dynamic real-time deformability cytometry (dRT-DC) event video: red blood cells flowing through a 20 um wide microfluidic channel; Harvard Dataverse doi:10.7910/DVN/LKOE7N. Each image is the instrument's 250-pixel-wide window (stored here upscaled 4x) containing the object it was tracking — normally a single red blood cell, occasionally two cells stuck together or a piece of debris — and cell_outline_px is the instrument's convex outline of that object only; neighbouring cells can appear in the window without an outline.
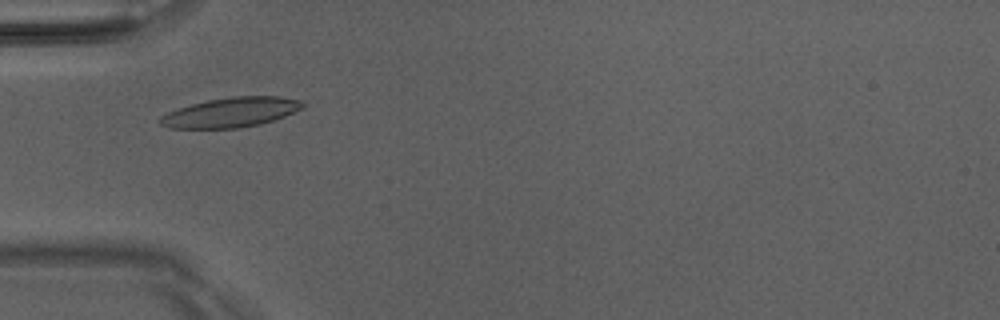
{"species": "Egyptian fruit bat (a non-hibernating species)", "species_latin": "Rousettus aegyptiacus", "temperature_condition": "room temperature", "stored_images_in_passage": 47, "camera_frame_rate_fps": 3000, "um_per_image_px": 0.085, "animal": {"sex": "male"}, "frame": {"image": 1, "passage_image": 13, "time_ms": 4.0, "image_size_px": [1000, 320], "cell_outline_px": [[304, 108], [284, 116], [260, 124], [236, 128], [168, 128], [160, 124], [160, 116], [168, 112], [192, 104], [208, 100], [232, 96], [280, 96], [300, 100], [304, 104]], "centroid_in_image_um": [19.64, 9.54], "position_along_channel_um": 65.4, "area_um2": 24.51}}
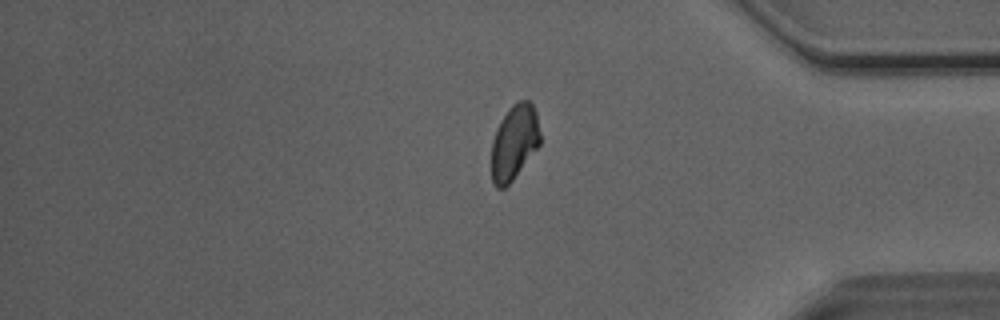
{"frame": {"image": 2, "passage_image": 39, "time_ms": 12.667, "image_size_px": [1000, 320], "cell_outline_px": [[540, 144], [512, 180], [504, 188], [496, 188], [492, 184], [492, 140], [496, 128], [500, 120], [508, 108], [516, 100], [528, 100], [532, 104], [536, 112], [540, 132]], "centroid_in_image_um": [43.7, 12.06], "position_along_channel_um": 391.5, "area_um2": 21.33}}
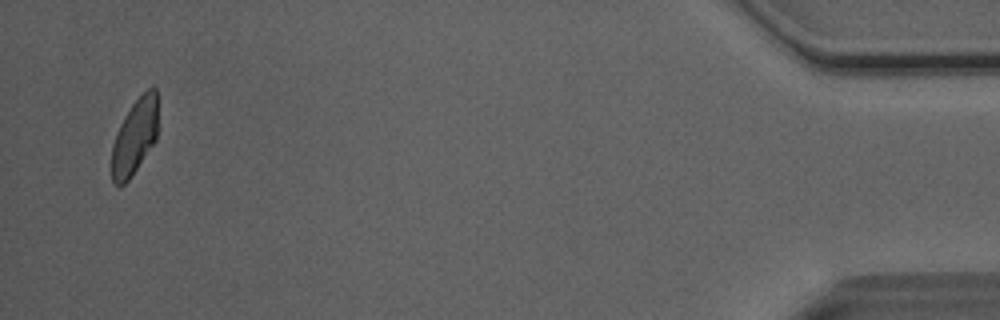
{"frame": {"image": 3, "passage_image": 46, "time_ms": 15.0, "image_size_px": [1000, 320], "cell_outline_px": [[156, 140], [128, 180], [124, 184], [112, 184], [112, 144], [116, 132], [124, 116], [132, 104], [148, 88], [156, 88]], "centroid_in_image_um": [11.42, 11.63], "position_along_channel_um": 423.8, "area_um2": 19.88}, "authors_computed_cell_mechanics": {"area_um2": 22.831, "velocity_mm_per_s": 4.0262, "shape_relaxation_time_tau1_ms": 5.9348, "shape_relaxation_time_tau2_ms": null, "deformation_change_tau1": 0.1656, "deformation_change_tau2": null}}